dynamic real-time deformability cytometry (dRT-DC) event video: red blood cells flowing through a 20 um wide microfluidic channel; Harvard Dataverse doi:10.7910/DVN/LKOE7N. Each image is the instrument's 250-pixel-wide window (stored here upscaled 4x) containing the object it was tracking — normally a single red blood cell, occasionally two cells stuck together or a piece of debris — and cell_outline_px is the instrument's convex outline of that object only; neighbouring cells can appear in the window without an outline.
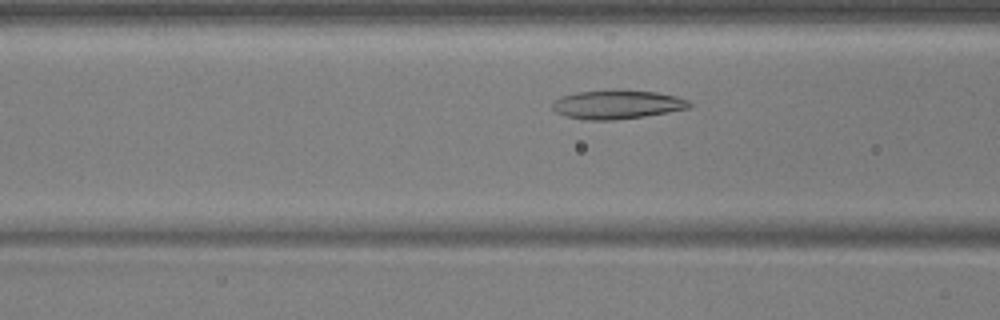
{"species": "common noctule bat (a hibernating species)", "species_latin": "Nyctalus noctula", "temperature_condition": "warm", "stored_images_in_passage": 47, "camera_frame_rate_fps": 3000, "um_per_image_px": 0.085, "animal": {"sex": "male", "body_mass_g": 17.9, "forearm_length_mm": 54.2}, "frame": {"image": 1, "passage_image": 14, "time_ms": 4.333, "image_size_px": [1000, 320], "cell_outline_px": [[692, 104], [688, 108], [668, 112], [644, 116], [612, 120], [588, 120], [564, 116], [556, 112], [552, 108], [552, 100], [560, 96], [576, 92], [656, 92], [676, 96], [688, 100]], "centroid_in_image_um": [52.41, 8.91], "position_along_channel_um": 114.2, "area_um2": 22.31}}
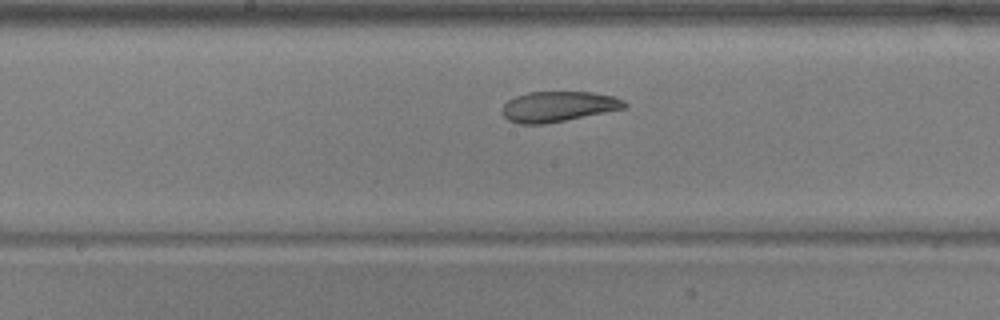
{"frame": {"image": 2, "passage_image": 21, "time_ms": 6.667, "image_size_px": [1000, 320], "cell_outline_px": [[628, 104], [624, 108], [544, 124], [516, 124], [508, 120], [504, 116], [504, 104], [508, 100], [516, 96], [528, 92], [592, 92], [612, 96], [624, 100]], "centroid_in_image_um": [47.43, 9.05], "position_along_channel_um": 200.8, "area_um2": 21.33}}
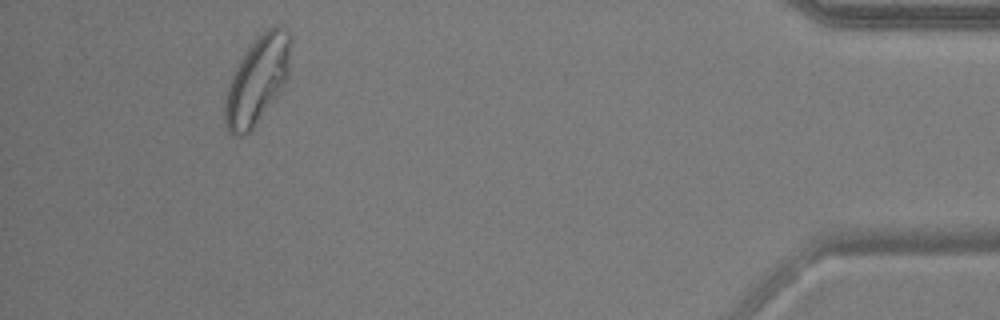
{"frame": {"image": 3, "passage_image": 43, "time_ms": 14.0, "image_size_px": [1000, 320], "cell_outline_px": [[292, 40], [288, 76], [284, 88], [252, 128], [244, 136], [232, 136], [228, 132], [224, 120], [224, 100], [232, 76], [244, 52], [256, 36], [264, 28], [276, 24], [284, 28], [288, 32]], "centroid_in_image_um": [21.89, 6.77], "position_along_channel_um": 413.3, "area_um2": 33.99}, "authors_computed_cell_mechanics": {"area_um2": 24.7384, "velocity_mm_per_s": 3.7071, "shape_relaxation_time_tau1_ms": null, "shape_relaxation_time_tau2_ms": 1.4112, "deformation_change_tau1": null, "deformation_change_tau2": 0.0771}}